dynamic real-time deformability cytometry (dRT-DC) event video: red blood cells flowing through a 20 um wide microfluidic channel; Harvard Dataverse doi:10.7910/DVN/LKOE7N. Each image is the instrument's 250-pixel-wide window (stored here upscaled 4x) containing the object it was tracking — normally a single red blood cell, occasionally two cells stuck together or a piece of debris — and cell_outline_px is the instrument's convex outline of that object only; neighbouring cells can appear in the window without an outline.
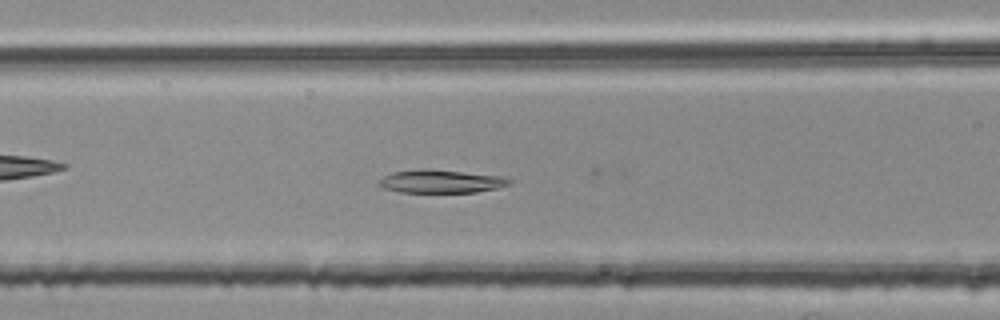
{"species": "common noctule bat (a hibernating species)", "species_latin": "Nyctalus noctula", "temperature_condition": "room temperature", "stored_images_in_passage": 22, "camera_frame_rate_fps": 3000, "um_per_image_px": 0.085, "animal": {"sex": "female", "body_mass_g": 25.1}, "frame": {"image": 1, "passage_image": 21, "time_ms": 6.667, "image_size_px": [1000, 320], "cell_outline_px": [[512, 184], [496, 188], [476, 192], [400, 192], [384, 188], [376, 184], [384, 176], [392, 172], [420, 168], [428, 168], [504, 176], [512, 180]], "centroid_in_image_um": [37.49, 15.4], "position_along_channel_um": 129.1, "area_um2": 17.8}}